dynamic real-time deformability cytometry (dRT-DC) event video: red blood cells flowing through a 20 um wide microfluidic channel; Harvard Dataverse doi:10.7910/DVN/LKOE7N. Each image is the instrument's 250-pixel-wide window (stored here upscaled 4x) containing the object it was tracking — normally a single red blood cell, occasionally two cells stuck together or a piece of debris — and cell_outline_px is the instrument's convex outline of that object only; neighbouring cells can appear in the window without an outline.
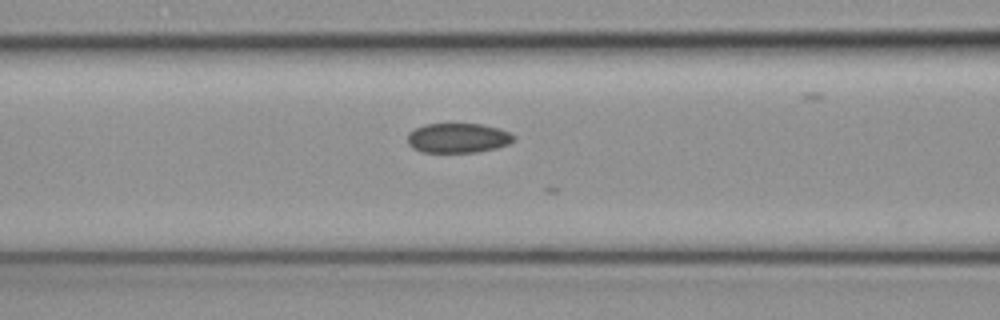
{"species": "common noctule bat (a hibernating species)", "species_latin": "Nyctalus noctula", "temperature_condition": "cold", "stored_images_in_passage": 20, "camera_frame_rate_fps": 3000, "um_per_image_px": 0.085, "animal": {"sex": "female", "body_mass_g": 19.3, "forearm_length_mm": 54.1}, "frame": {"image": 1, "passage_image": 4, "time_ms": 1.0, "image_size_px": [1000, 320], "cell_outline_px": [[516, 140], [508, 144], [496, 148], [476, 152], [424, 152], [412, 148], [408, 144], [408, 132], [424, 124], [480, 124], [500, 128], [512, 132], [516, 136]], "centroid_in_image_um": [38.97, 11.72], "position_along_channel_um": 127.6, "area_um2": 18.55}}
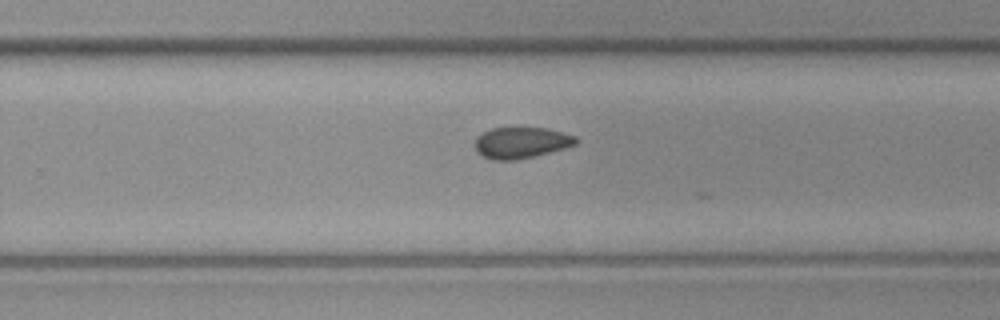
{"frame": {"image": 2, "passage_image": 15, "time_ms": 4.667, "image_size_px": [1000, 320], "cell_outline_px": [[580, 140], [576, 144], [564, 148], [516, 160], [492, 160], [480, 156], [476, 152], [476, 136], [492, 128], [548, 128], [576, 136]], "centroid_in_image_um": [44.29, 12.13], "position_along_channel_um": 285.5, "area_um2": 18.32}}
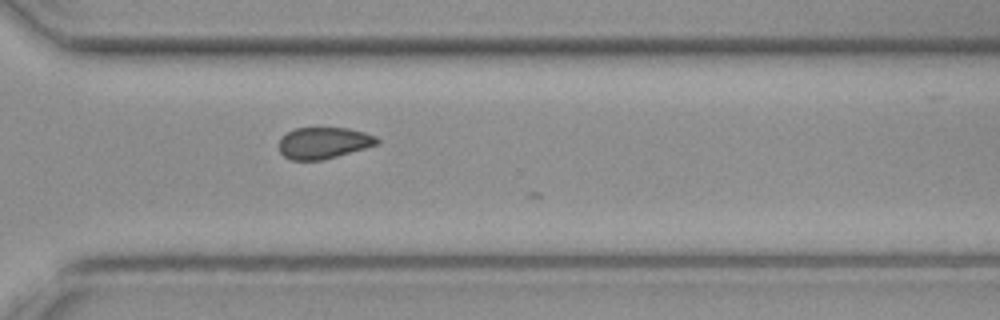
{"frame": {"image": 3, "passage_image": 19, "time_ms": 6.0, "image_size_px": [1000, 320], "cell_outline_px": [[380, 144], [336, 156], [320, 160], [292, 160], [284, 156], [280, 152], [280, 136], [296, 128], [348, 128], [364, 132], [376, 136], [380, 140]], "centroid_in_image_um": [27.52, 12.14], "position_along_channel_um": 343.1, "area_um2": 17.92}}